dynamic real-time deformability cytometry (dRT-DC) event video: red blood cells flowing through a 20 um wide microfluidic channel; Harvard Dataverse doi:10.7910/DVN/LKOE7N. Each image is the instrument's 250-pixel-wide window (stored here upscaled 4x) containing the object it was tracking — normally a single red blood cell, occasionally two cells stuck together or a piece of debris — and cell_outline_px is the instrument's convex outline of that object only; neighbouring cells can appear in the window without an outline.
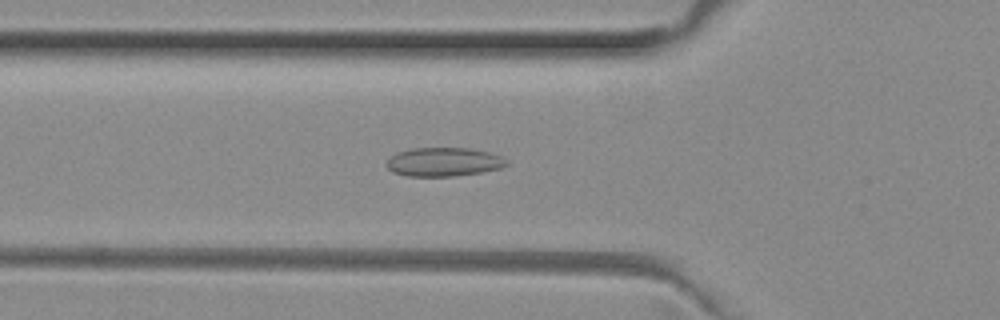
{"species": "common noctule bat (a hibernating species)", "species_latin": "Nyctalus noctula", "temperature_condition": "room temperature", "stored_images_in_passage": 44, "camera_frame_rate_fps": 3000, "um_per_image_px": 0.085, "animal": {"sex": "female", "body_mass_g": 29.2, "forearm_length_mm": 56.3}, "frame": {"image": 1, "passage_image": 9, "time_ms": 2.667, "image_size_px": [1000, 320], "cell_outline_px": [[508, 164], [500, 168], [484, 172], [452, 176], [408, 176], [392, 172], [384, 164], [396, 152], [412, 148], [468, 148], [488, 152], [500, 156], [508, 160]], "centroid_in_image_um": [37.7, 13.76], "position_along_channel_um": 88.1, "area_um2": 20.17}}
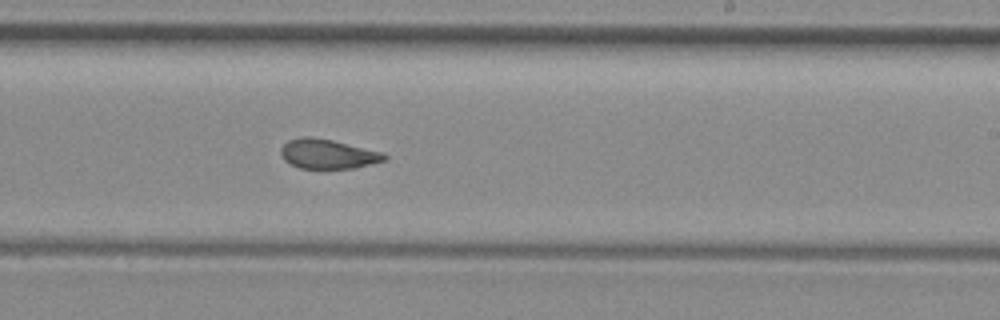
{"frame": {"image": 2, "passage_image": 22, "time_ms": 7.0, "image_size_px": [1000, 320], "cell_outline_px": [[388, 156], [384, 160], [356, 168], [300, 168], [284, 160], [280, 152], [280, 148], [288, 140], [304, 136], [308, 136], [332, 140], [384, 152]], "centroid_in_image_um": [27.86, 13.08], "position_along_channel_um": 261.1, "area_um2": 17.74}}
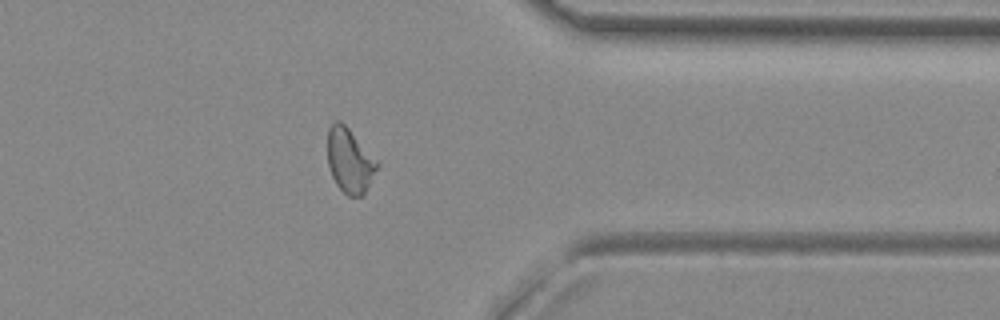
{"frame": {"image": 3, "passage_image": 32, "time_ms": 10.333, "image_size_px": [1000, 320], "cell_outline_px": [[380, 164], [364, 196], [348, 196], [336, 184], [332, 176], [328, 164], [328, 128], [336, 120], [340, 120], [380, 160]], "centroid_in_image_um": [29.77, 13.65], "position_along_channel_um": 381.6, "area_um2": 18.96}, "authors_computed_cell_mechanics": {"area_um2": 18.7272, "velocity_mm_per_s": 3.9899, "shape_relaxation_time_tau1_ms": null, "shape_relaxation_time_tau2_ms": 1.6477, "deformation_change_tau1": null, "deformation_change_tau2": 0.0764}}